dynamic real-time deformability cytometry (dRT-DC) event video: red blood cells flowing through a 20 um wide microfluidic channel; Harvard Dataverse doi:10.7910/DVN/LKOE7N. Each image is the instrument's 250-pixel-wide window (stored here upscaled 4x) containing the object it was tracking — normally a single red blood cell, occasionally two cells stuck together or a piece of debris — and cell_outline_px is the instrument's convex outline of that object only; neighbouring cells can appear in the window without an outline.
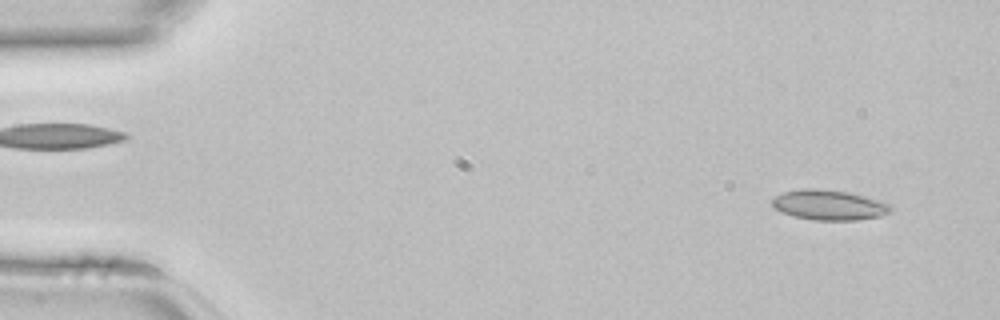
{"species": "common noctule bat (a hibernating species)", "species_latin": "Nyctalus noctula", "temperature_condition": "room temperature", "stored_images_in_passage": 44, "camera_frame_rate_fps": 3000, "um_per_image_px": 0.085, "animal": {"sex": "female", "body_mass_g": 22.7, "forearm_length_mm": 54.2}, "frame": {"image": 1, "passage_image": 3, "time_ms": 0.667, "image_size_px": [1000, 320], "cell_outline_px": [[892, 208], [888, 212], [880, 216], [856, 220], [812, 220], [796, 216], [784, 212], [776, 208], [772, 204], [772, 200], [776, 196], [784, 192], [804, 188], [816, 188], [848, 192], [880, 200], [888, 204]], "centroid_in_image_um": [70.48, 17.42], "position_along_channel_um": 14.5, "area_um2": 20.46}}
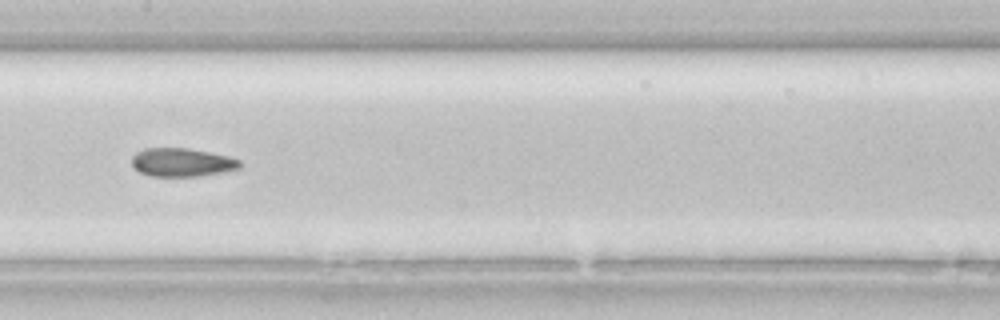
{"frame": {"image": 2, "passage_image": 22, "time_ms": 7.0, "image_size_px": [1000, 320], "cell_outline_px": [[244, 164], [240, 168], [200, 176], [148, 176], [140, 172], [132, 164], [132, 156], [136, 152], [144, 148], [188, 148], [228, 156], [240, 160]], "centroid_in_image_um": [15.46, 13.8], "position_along_channel_um": 191.9, "area_um2": 17.92}}
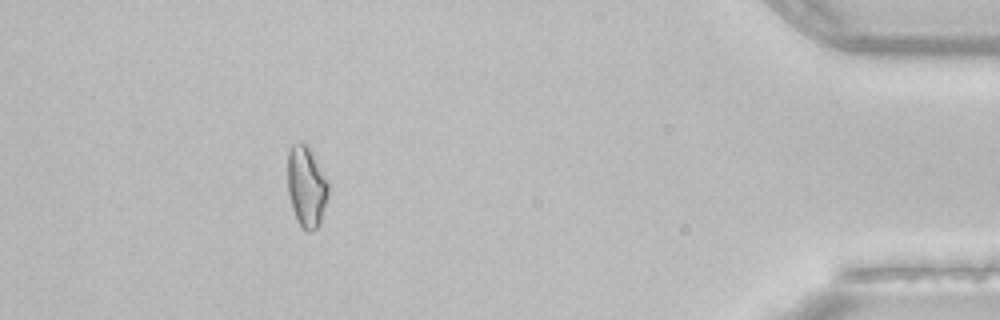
{"frame": {"image": 3, "passage_image": 40, "time_ms": 13.0, "image_size_px": [1000, 320], "cell_outline_px": [[328, 196], [320, 224], [312, 232], [308, 232], [296, 220], [292, 208], [288, 192], [288, 152], [292, 144], [300, 140], [308, 144], [328, 180]], "centroid_in_image_um": [26.05, 15.82], "position_along_channel_um": 409.1, "area_um2": 19.48}}